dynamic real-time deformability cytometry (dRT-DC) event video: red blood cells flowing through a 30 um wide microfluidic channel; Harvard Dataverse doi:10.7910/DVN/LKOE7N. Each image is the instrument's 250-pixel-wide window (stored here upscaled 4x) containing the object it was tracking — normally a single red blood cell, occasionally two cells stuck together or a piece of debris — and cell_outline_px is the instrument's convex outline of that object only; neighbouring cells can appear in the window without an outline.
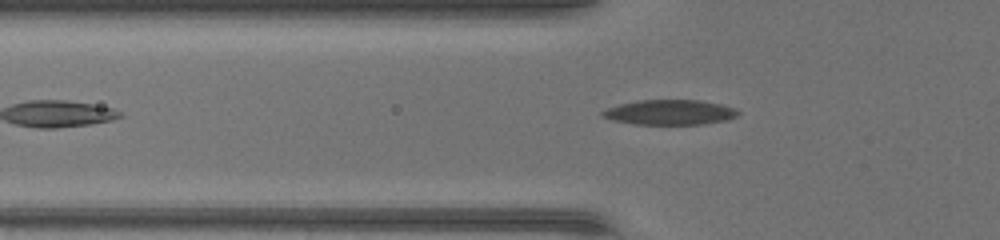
{"species": "common noctule bat (a hibernating species)", "species_latin": "Nyctalus noctula", "temperature_condition": "warm", "stored_images_in_passage": 34, "camera_frame_rate_fps": 3000, "um_per_image_px": 0.085, "animal": {"sex": "female", "body_mass_g": 17.0, "forearm_length_mm": 48.0}, "frame": {"image": 1, "passage_image": 4, "time_ms": 1.0, "image_size_px": [1000, 240], "cell_outline_px": [[740, 112], [736, 116], [728, 120], [704, 124], [632, 124], [612, 120], [600, 116], [600, 112], [604, 108], [636, 100], [700, 100], [720, 104], [736, 108]], "centroid_in_image_um": [56.9, 9.54], "position_along_channel_um": 68.9, "area_um2": 20.0}}
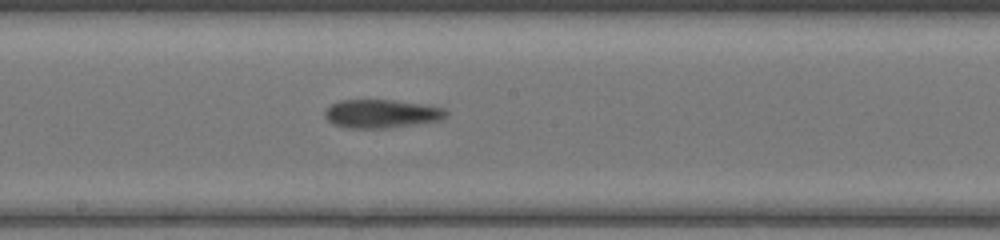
{"frame": {"image": 2, "passage_image": 14, "time_ms": 4.333, "image_size_px": [1000, 240], "cell_outline_px": [[448, 116], [440, 120], [416, 124], [388, 128], [348, 128], [332, 124], [324, 116], [324, 112], [332, 104], [340, 100], [396, 100], [444, 108], [448, 112]], "centroid_in_image_um": [32.42, 9.67], "position_along_channel_um": 215.8, "area_um2": 20.11}}
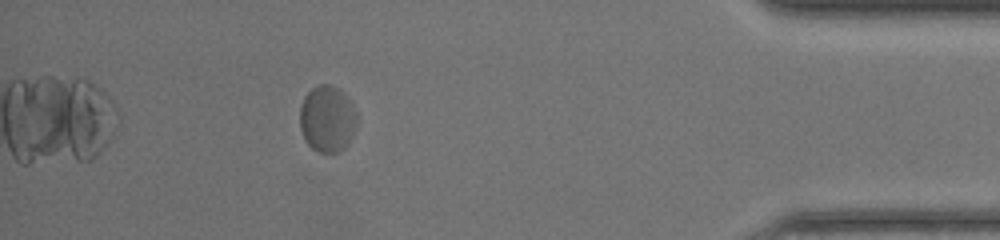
{"frame": {"image": 3, "passage_image": 30, "time_ms": 9.667, "image_size_px": [1000, 240], "cell_outline_px": [[356, 128], [348, 144], [340, 152], [316, 152], [304, 140], [300, 128], [300, 104], [304, 96], [316, 84], [328, 84], [340, 88], [344, 92], [352, 104], [356, 112]], "centroid_in_image_um": [27.81, 10.09], "position_along_channel_um": 407.4, "area_um2": 22.48}}